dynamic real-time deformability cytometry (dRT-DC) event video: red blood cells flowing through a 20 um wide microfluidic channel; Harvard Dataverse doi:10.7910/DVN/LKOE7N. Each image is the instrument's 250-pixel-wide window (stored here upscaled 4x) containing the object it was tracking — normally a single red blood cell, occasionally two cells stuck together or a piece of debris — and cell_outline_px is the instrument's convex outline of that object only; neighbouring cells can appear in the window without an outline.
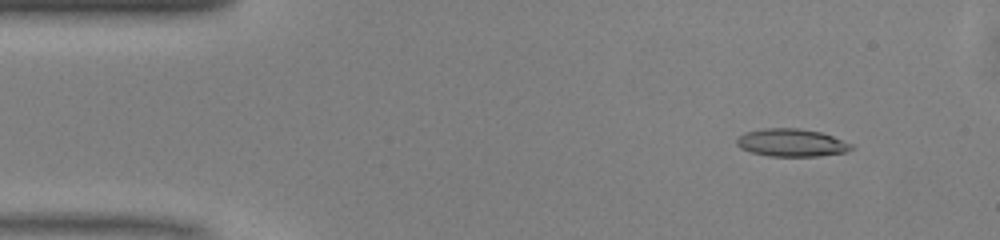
{"species": "common noctule bat (a hibernating species)", "species_latin": "Nyctalus noctula", "temperature_condition": "warm", "stored_images_in_passage": 11, "camera_frame_rate_fps": 3000, "um_per_image_px": 0.085, "animal": {"sex": "male", "body_mass_g": 13.0, "forearm_length_mm": 53.1}, "frame": {"image": 1, "passage_image": 5, "time_ms": 1.333, "image_size_px": [1000, 240], "cell_outline_px": [[856, 148], [844, 152], [820, 156], [768, 156], [752, 152], [740, 148], [736, 144], [736, 140], [744, 132], [764, 128], [800, 128], [820, 132], [832, 136], [852, 144]], "centroid_in_image_um": [67.28, 12.13], "position_along_channel_um": 17.7, "area_um2": 18.55}}